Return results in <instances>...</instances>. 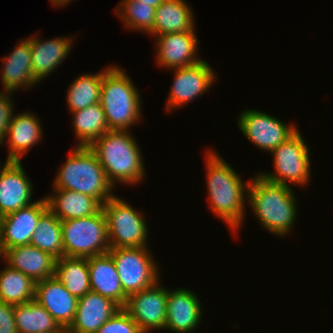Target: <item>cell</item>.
<instances>
[{
	"instance_id": "obj_37",
	"label": "cell",
	"mask_w": 333,
	"mask_h": 333,
	"mask_svg": "<svg viewBox=\"0 0 333 333\" xmlns=\"http://www.w3.org/2000/svg\"><path fill=\"white\" fill-rule=\"evenodd\" d=\"M74 0H50L51 4L55 7H64Z\"/></svg>"
},
{
	"instance_id": "obj_32",
	"label": "cell",
	"mask_w": 333,
	"mask_h": 333,
	"mask_svg": "<svg viewBox=\"0 0 333 333\" xmlns=\"http://www.w3.org/2000/svg\"><path fill=\"white\" fill-rule=\"evenodd\" d=\"M114 10L123 21V27L147 35L153 30L156 14L154 7L139 3V0H122Z\"/></svg>"
},
{
	"instance_id": "obj_2",
	"label": "cell",
	"mask_w": 333,
	"mask_h": 333,
	"mask_svg": "<svg viewBox=\"0 0 333 333\" xmlns=\"http://www.w3.org/2000/svg\"><path fill=\"white\" fill-rule=\"evenodd\" d=\"M297 198L290 185L271 182L260 174L249 180L247 202L263 228L279 238L292 231L297 220Z\"/></svg>"
},
{
	"instance_id": "obj_8",
	"label": "cell",
	"mask_w": 333,
	"mask_h": 333,
	"mask_svg": "<svg viewBox=\"0 0 333 333\" xmlns=\"http://www.w3.org/2000/svg\"><path fill=\"white\" fill-rule=\"evenodd\" d=\"M305 140L298 128L291 137L271 152L274 173L261 171L258 174L271 182L287 186L290 184L291 187L293 184L303 188L307 186L311 179V155Z\"/></svg>"
},
{
	"instance_id": "obj_19",
	"label": "cell",
	"mask_w": 333,
	"mask_h": 333,
	"mask_svg": "<svg viewBox=\"0 0 333 333\" xmlns=\"http://www.w3.org/2000/svg\"><path fill=\"white\" fill-rule=\"evenodd\" d=\"M17 44L8 56L1 58L0 83L4 92L13 93L20 88L26 91L39 83L33 76L30 39L19 40Z\"/></svg>"
},
{
	"instance_id": "obj_33",
	"label": "cell",
	"mask_w": 333,
	"mask_h": 333,
	"mask_svg": "<svg viewBox=\"0 0 333 333\" xmlns=\"http://www.w3.org/2000/svg\"><path fill=\"white\" fill-rule=\"evenodd\" d=\"M96 333H143L130 315L121 308Z\"/></svg>"
},
{
	"instance_id": "obj_20",
	"label": "cell",
	"mask_w": 333,
	"mask_h": 333,
	"mask_svg": "<svg viewBox=\"0 0 333 333\" xmlns=\"http://www.w3.org/2000/svg\"><path fill=\"white\" fill-rule=\"evenodd\" d=\"M120 309L113 300L89 291L78 298L75 318L69 329L72 333H96Z\"/></svg>"
},
{
	"instance_id": "obj_31",
	"label": "cell",
	"mask_w": 333,
	"mask_h": 333,
	"mask_svg": "<svg viewBox=\"0 0 333 333\" xmlns=\"http://www.w3.org/2000/svg\"><path fill=\"white\" fill-rule=\"evenodd\" d=\"M30 244L57 260L64 256L61 221L49 208L41 215Z\"/></svg>"
},
{
	"instance_id": "obj_6",
	"label": "cell",
	"mask_w": 333,
	"mask_h": 333,
	"mask_svg": "<svg viewBox=\"0 0 333 333\" xmlns=\"http://www.w3.org/2000/svg\"><path fill=\"white\" fill-rule=\"evenodd\" d=\"M64 256L89 258L110 250L106 217L95 215L61 221Z\"/></svg>"
},
{
	"instance_id": "obj_30",
	"label": "cell",
	"mask_w": 333,
	"mask_h": 333,
	"mask_svg": "<svg viewBox=\"0 0 333 333\" xmlns=\"http://www.w3.org/2000/svg\"><path fill=\"white\" fill-rule=\"evenodd\" d=\"M36 282L9 265L0 271V301L18 305L34 300Z\"/></svg>"
},
{
	"instance_id": "obj_11",
	"label": "cell",
	"mask_w": 333,
	"mask_h": 333,
	"mask_svg": "<svg viewBox=\"0 0 333 333\" xmlns=\"http://www.w3.org/2000/svg\"><path fill=\"white\" fill-rule=\"evenodd\" d=\"M174 71L173 83L168 94L166 110L168 113L177 108H183L194 99H198L216 82L218 77L205 60L191 66L172 69ZM215 81V82H214ZM182 106V107H181ZM173 109V110H172Z\"/></svg>"
},
{
	"instance_id": "obj_3",
	"label": "cell",
	"mask_w": 333,
	"mask_h": 333,
	"mask_svg": "<svg viewBox=\"0 0 333 333\" xmlns=\"http://www.w3.org/2000/svg\"><path fill=\"white\" fill-rule=\"evenodd\" d=\"M89 148L97 156L114 187L120 183L134 186L145 178L143 152L132 131L109 130L95 140Z\"/></svg>"
},
{
	"instance_id": "obj_38",
	"label": "cell",
	"mask_w": 333,
	"mask_h": 333,
	"mask_svg": "<svg viewBox=\"0 0 333 333\" xmlns=\"http://www.w3.org/2000/svg\"><path fill=\"white\" fill-rule=\"evenodd\" d=\"M54 333H72L69 329V327H61L58 331Z\"/></svg>"
},
{
	"instance_id": "obj_25",
	"label": "cell",
	"mask_w": 333,
	"mask_h": 333,
	"mask_svg": "<svg viewBox=\"0 0 333 333\" xmlns=\"http://www.w3.org/2000/svg\"><path fill=\"white\" fill-rule=\"evenodd\" d=\"M186 0H164L157 8L151 37L195 29L194 13Z\"/></svg>"
},
{
	"instance_id": "obj_24",
	"label": "cell",
	"mask_w": 333,
	"mask_h": 333,
	"mask_svg": "<svg viewBox=\"0 0 333 333\" xmlns=\"http://www.w3.org/2000/svg\"><path fill=\"white\" fill-rule=\"evenodd\" d=\"M45 198L48 208L60 221L95 215L102 209L98 200L72 190L53 188Z\"/></svg>"
},
{
	"instance_id": "obj_5",
	"label": "cell",
	"mask_w": 333,
	"mask_h": 333,
	"mask_svg": "<svg viewBox=\"0 0 333 333\" xmlns=\"http://www.w3.org/2000/svg\"><path fill=\"white\" fill-rule=\"evenodd\" d=\"M123 68L112 65L101 83L100 104L109 130H129L142 120V101L139 89Z\"/></svg>"
},
{
	"instance_id": "obj_18",
	"label": "cell",
	"mask_w": 333,
	"mask_h": 333,
	"mask_svg": "<svg viewBox=\"0 0 333 333\" xmlns=\"http://www.w3.org/2000/svg\"><path fill=\"white\" fill-rule=\"evenodd\" d=\"M41 126L40 118L35 113L26 111L13 114L7 134L0 143V146H3L8 142L6 160L22 162L21 158L24 154H27L36 144L41 143L43 136Z\"/></svg>"
},
{
	"instance_id": "obj_7",
	"label": "cell",
	"mask_w": 333,
	"mask_h": 333,
	"mask_svg": "<svg viewBox=\"0 0 333 333\" xmlns=\"http://www.w3.org/2000/svg\"><path fill=\"white\" fill-rule=\"evenodd\" d=\"M106 217L110 248L147 247L149 230L141 211L119 196L102 205Z\"/></svg>"
},
{
	"instance_id": "obj_9",
	"label": "cell",
	"mask_w": 333,
	"mask_h": 333,
	"mask_svg": "<svg viewBox=\"0 0 333 333\" xmlns=\"http://www.w3.org/2000/svg\"><path fill=\"white\" fill-rule=\"evenodd\" d=\"M124 294H135L160 280L158 262L147 247L110 248Z\"/></svg>"
},
{
	"instance_id": "obj_26",
	"label": "cell",
	"mask_w": 333,
	"mask_h": 333,
	"mask_svg": "<svg viewBox=\"0 0 333 333\" xmlns=\"http://www.w3.org/2000/svg\"><path fill=\"white\" fill-rule=\"evenodd\" d=\"M70 113L72 114V129L78 139L75 146L89 147L109 131L100 102Z\"/></svg>"
},
{
	"instance_id": "obj_28",
	"label": "cell",
	"mask_w": 333,
	"mask_h": 333,
	"mask_svg": "<svg viewBox=\"0 0 333 333\" xmlns=\"http://www.w3.org/2000/svg\"><path fill=\"white\" fill-rule=\"evenodd\" d=\"M55 276L77 298L91 291L88 258L62 256L56 261Z\"/></svg>"
},
{
	"instance_id": "obj_14",
	"label": "cell",
	"mask_w": 333,
	"mask_h": 333,
	"mask_svg": "<svg viewBox=\"0 0 333 333\" xmlns=\"http://www.w3.org/2000/svg\"><path fill=\"white\" fill-rule=\"evenodd\" d=\"M48 209L46 198L0 218L1 243L4 252L19 245H29L41 215Z\"/></svg>"
},
{
	"instance_id": "obj_22",
	"label": "cell",
	"mask_w": 333,
	"mask_h": 333,
	"mask_svg": "<svg viewBox=\"0 0 333 333\" xmlns=\"http://www.w3.org/2000/svg\"><path fill=\"white\" fill-rule=\"evenodd\" d=\"M3 260L5 264L30 276L35 282L55 276L57 259L31 244L7 249Z\"/></svg>"
},
{
	"instance_id": "obj_27",
	"label": "cell",
	"mask_w": 333,
	"mask_h": 333,
	"mask_svg": "<svg viewBox=\"0 0 333 333\" xmlns=\"http://www.w3.org/2000/svg\"><path fill=\"white\" fill-rule=\"evenodd\" d=\"M108 65L100 72L83 73L70 84L67 90V108L70 112L87 108L100 102L103 74L111 67Z\"/></svg>"
},
{
	"instance_id": "obj_17",
	"label": "cell",
	"mask_w": 333,
	"mask_h": 333,
	"mask_svg": "<svg viewBox=\"0 0 333 333\" xmlns=\"http://www.w3.org/2000/svg\"><path fill=\"white\" fill-rule=\"evenodd\" d=\"M34 300L43 306L61 327L74 321L78 298L73 296L56 276L36 282Z\"/></svg>"
},
{
	"instance_id": "obj_16",
	"label": "cell",
	"mask_w": 333,
	"mask_h": 333,
	"mask_svg": "<svg viewBox=\"0 0 333 333\" xmlns=\"http://www.w3.org/2000/svg\"><path fill=\"white\" fill-rule=\"evenodd\" d=\"M192 290L184 287L168 289L165 330L192 333L202 322V303Z\"/></svg>"
},
{
	"instance_id": "obj_35",
	"label": "cell",
	"mask_w": 333,
	"mask_h": 333,
	"mask_svg": "<svg viewBox=\"0 0 333 333\" xmlns=\"http://www.w3.org/2000/svg\"><path fill=\"white\" fill-rule=\"evenodd\" d=\"M0 333H18L14 317V305L0 301Z\"/></svg>"
},
{
	"instance_id": "obj_15",
	"label": "cell",
	"mask_w": 333,
	"mask_h": 333,
	"mask_svg": "<svg viewBox=\"0 0 333 333\" xmlns=\"http://www.w3.org/2000/svg\"><path fill=\"white\" fill-rule=\"evenodd\" d=\"M21 163L6 160L0 171V218L35 202L33 184Z\"/></svg>"
},
{
	"instance_id": "obj_21",
	"label": "cell",
	"mask_w": 333,
	"mask_h": 333,
	"mask_svg": "<svg viewBox=\"0 0 333 333\" xmlns=\"http://www.w3.org/2000/svg\"><path fill=\"white\" fill-rule=\"evenodd\" d=\"M30 36V47L32 54V71L34 78L41 82L53 73L68 57L76 38L65 36L56 37L44 41L40 40L39 35ZM69 37V38H68ZM52 72V73H51Z\"/></svg>"
},
{
	"instance_id": "obj_39",
	"label": "cell",
	"mask_w": 333,
	"mask_h": 333,
	"mask_svg": "<svg viewBox=\"0 0 333 333\" xmlns=\"http://www.w3.org/2000/svg\"><path fill=\"white\" fill-rule=\"evenodd\" d=\"M0 258L4 259V250L1 243V234H0Z\"/></svg>"
},
{
	"instance_id": "obj_23",
	"label": "cell",
	"mask_w": 333,
	"mask_h": 333,
	"mask_svg": "<svg viewBox=\"0 0 333 333\" xmlns=\"http://www.w3.org/2000/svg\"><path fill=\"white\" fill-rule=\"evenodd\" d=\"M89 281L91 291L116 302L121 308L126 304L118 272L109 253L88 258Z\"/></svg>"
},
{
	"instance_id": "obj_4",
	"label": "cell",
	"mask_w": 333,
	"mask_h": 333,
	"mask_svg": "<svg viewBox=\"0 0 333 333\" xmlns=\"http://www.w3.org/2000/svg\"><path fill=\"white\" fill-rule=\"evenodd\" d=\"M64 162L52 183L54 189L84 193L102 205L115 196V187L89 147L75 146Z\"/></svg>"
},
{
	"instance_id": "obj_34",
	"label": "cell",
	"mask_w": 333,
	"mask_h": 333,
	"mask_svg": "<svg viewBox=\"0 0 333 333\" xmlns=\"http://www.w3.org/2000/svg\"><path fill=\"white\" fill-rule=\"evenodd\" d=\"M9 92L0 91V143L7 134L13 114L15 113L14 101Z\"/></svg>"
},
{
	"instance_id": "obj_13",
	"label": "cell",
	"mask_w": 333,
	"mask_h": 333,
	"mask_svg": "<svg viewBox=\"0 0 333 333\" xmlns=\"http://www.w3.org/2000/svg\"><path fill=\"white\" fill-rule=\"evenodd\" d=\"M195 29L188 32L165 33L155 36L156 64L171 70L191 66L201 59L198 54L199 41Z\"/></svg>"
},
{
	"instance_id": "obj_1",
	"label": "cell",
	"mask_w": 333,
	"mask_h": 333,
	"mask_svg": "<svg viewBox=\"0 0 333 333\" xmlns=\"http://www.w3.org/2000/svg\"><path fill=\"white\" fill-rule=\"evenodd\" d=\"M204 160L209 209L213 215L221 218L233 233L239 232L242 221H245L249 182L245 183L240 174L216 150L208 149Z\"/></svg>"
},
{
	"instance_id": "obj_10",
	"label": "cell",
	"mask_w": 333,
	"mask_h": 333,
	"mask_svg": "<svg viewBox=\"0 0 333 333\" xmlns=\"http://www.w3.org/2000/svg\"><path fill=\"white\" fill-rule=\"evenodd\" d=\"M237 126L250 143L268 153L298 130L294 123L287 125L267 112L251 108L240 112Z\"/></svg>"
},
{
	"instance_id": "obj_12",
	"label": "cell",
	"mask_w": 333,
	"mask_h": 333,
	"mask_svg": "<svg viewBox=\"0 0 333 333\" xmlns=\"http://www.w3.org/2000/svg\"><path fill=\"white\" fill-rule=\"evenodd\" d=\"M160 281L161 279L153 286L129 295L123 307L143 333L165 329L168 288Z\"/></svg>"
},
{
	"instance_id": "obj_29",
	"label": "cell",
	"mask_w": 333,
	"mask_h": 333,
	"mask_svg": "<svg viewBox=\"0 0 333 333\" xmlns=\"http://www.w3.org/2000/svg\"><path fill=\"white\" fill-rule=\"evenodd\" d=\"M15 324L18 333H54L61 326L35 300L14 305Z\"/></svg>"
},
{
	"instance_id": "obj_36",
	"label": "cell",
	"mask_w": 333,
	"mask_h": 333,
	"mask_svg": "<svg viewBox=\"0 0 333 333\" xmlns=\"http://www.w3.org/2000/svg\"><path fill=\"white\" fill-rule=\"evenodd\" d=\"M163 1L164 0H139V3L148 4L156 9Z\"/></svg>"
}]
</instances>
